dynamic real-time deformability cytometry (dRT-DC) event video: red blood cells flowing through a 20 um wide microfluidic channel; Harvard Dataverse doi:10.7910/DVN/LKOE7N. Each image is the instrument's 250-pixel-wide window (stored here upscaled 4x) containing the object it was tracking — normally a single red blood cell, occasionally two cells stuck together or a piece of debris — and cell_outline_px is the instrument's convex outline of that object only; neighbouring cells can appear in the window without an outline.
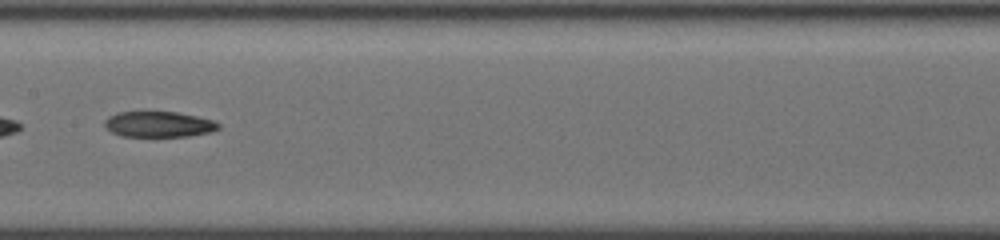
{"species": "common noctule bat (a hibernating species)", "species_latin": "Nyctalus noctula", "temperature_condition": "cold", "stored_images_in_passage": 43, "camera_frame_rate_fps": 3000, "um_per_image_px": 0.085, "animal": {"sex": "female", "body_mass_g": 19.5, "forearm_length_mm": 54.1}, "frame": {"image": 1, "passage_image": 19, "time_ms": 6.0, "image_size_px": [1000, 240], "cell_outline_px": [[220, 128], [212, 132], [188, 136], [120, 136], [112, 132], [104, 124], [104, 120], [108, 116], [116, 112], [140, 108], [144, 108], [176, 112], [216, 120], [220, 124]], "centroid_in_image_um": [13.46, 10.5], "position_along_channel_um": 193.9, "area_um2": 18.03}}
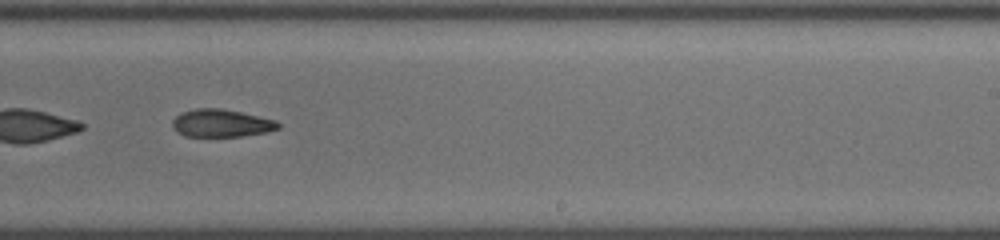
{"frame": {"image": 2, "passage_image": 25, "time_ms": 8.0, "image_size_px": [1000, 240], "cell_outline_px": [[280, 128], [268, 132], [240, 136], [184, 136], [176, 132], [172, 128], [172, 120], [180, 112], [196, 108], [220, 108], [240, 112], [276, 120], [280, 124]], "centroid_in_image_um": [18.78, 10.47], "position_along_channel_um": 270.2, "area_um2": 17.17}, "authors_computed_cell_mechanics": {"area_um2": 17.6868, "velocity_mm_per_s": 3.8377, "shape_relaxation_time_tau1_ms": null, "shape_relaxation_time_tau2_ms": 6.3173, "deformation_change_tau1": null, "deformation_change_tau2": 0.1495}}